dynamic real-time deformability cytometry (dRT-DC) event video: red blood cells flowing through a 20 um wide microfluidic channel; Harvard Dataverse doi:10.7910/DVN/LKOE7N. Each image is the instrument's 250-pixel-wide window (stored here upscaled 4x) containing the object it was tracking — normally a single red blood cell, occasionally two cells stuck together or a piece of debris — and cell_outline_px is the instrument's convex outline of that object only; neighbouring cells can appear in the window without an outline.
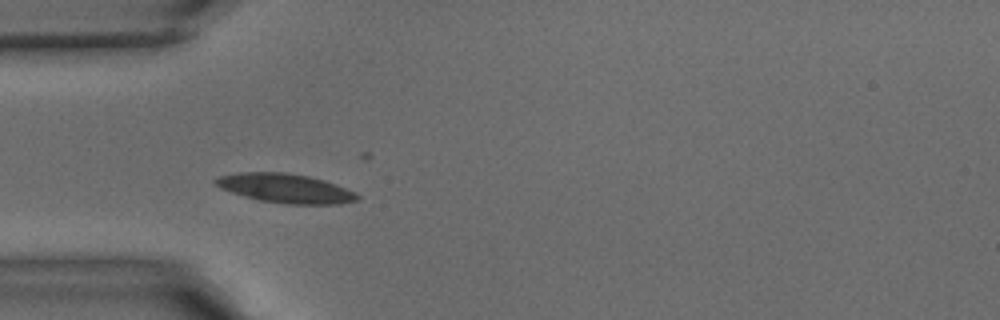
{"species": "common noctule bat (a hibernating species)", "species_latin": "Nyctalus noctula", "temperature_condition": "warm", "stored_images_in_passage": 30, "camera_frame_rate_fps": 3000, "um_per_image_px": 0.085, "animal": {"sex": "male", "body_mass_g": 15.6}, "frame": {"image": 1, "passage_image": 1, "time_ms": 0.0, "image_size_px": [1000, 320], "cell_outline_px": [[360, 196], [356, 200], [340, 204], [288, 204], [260, 200], [244, 196], [220, 188], [212, 180], [220, 176], [240, 172], [288, 172], [308, 176], [324, 180], [336, 184], [356, 192]], "centroid_in_image_um": [24.28, 16.0], "position_along_channel_um": 60.7, "area_um2": 24.04}}
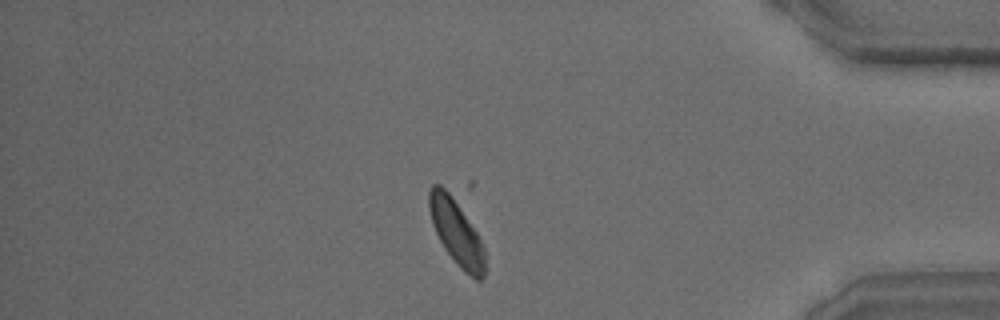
{"frame": {"image": 2, "passage_image": 24, "time_ms": 7.667, "image_size_px": [1000, 320], "cell_outline_px": [[484, 276], [480, 280], [476, 280], [464, 272], [460, 268], [444, 248], [432, 224], [428, 208], [428, 192], [432, 184], [440, 184], [452, 192], [476, 232], [484, 248]], "centroid_in_image_um": [38.76, 19.68], "position_along_channel_um": 396.4, "area_um2": 21.39}}
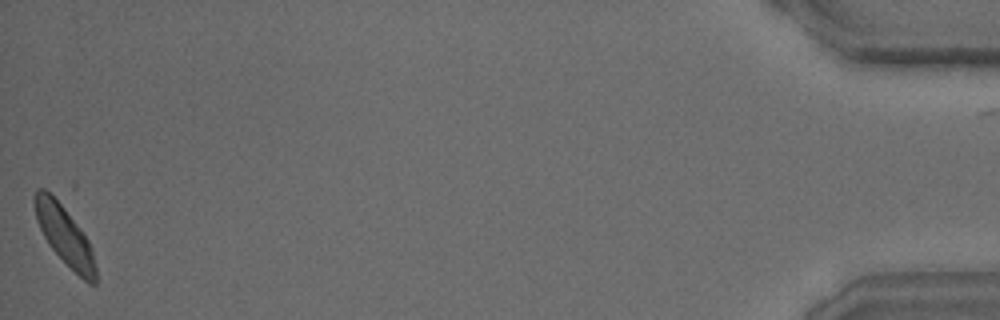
{"frame": {"image": 3, "passage_image": 30, "time_ms": 9.667, "image_size_px": [1000, 320], "cell_outline_px": [[96, 284], [88, 284], [48, 244], [36, 220], [32, 200], [36, 188], [44, 188], [56, 196], [80, 228], [88, 240], [92, 248], [96, 268]], "centroid_in_image_um": [5.46, 19.94], "position_along_channel_um": 429.7, "area_um2": 20.98}}